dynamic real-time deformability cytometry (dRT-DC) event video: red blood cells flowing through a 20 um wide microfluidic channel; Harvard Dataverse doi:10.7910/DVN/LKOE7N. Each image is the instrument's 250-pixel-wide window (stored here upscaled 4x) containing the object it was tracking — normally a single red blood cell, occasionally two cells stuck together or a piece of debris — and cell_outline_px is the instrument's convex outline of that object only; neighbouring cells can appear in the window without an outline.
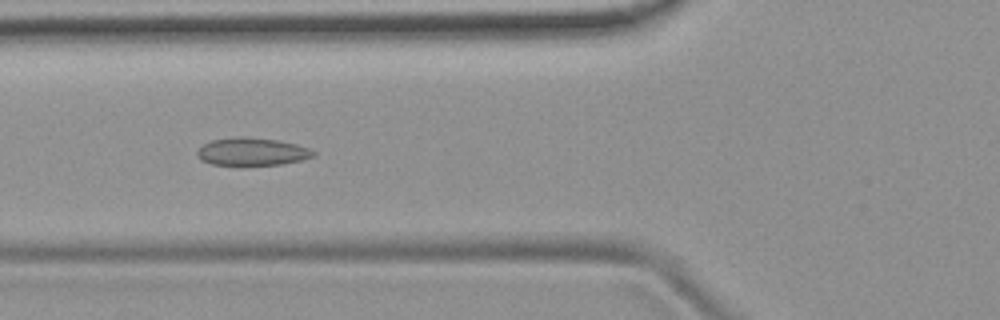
{"species": "common noctule bat (a hibernating species)", "species_latin": "Nyctalus noctula", "temperature_condition": "room temperature", "stored_images_in_passage": 37, "camera_frame_rate_fps": 3000, "um_per_image_px": 0.085, "animal": {"sex": "female", "body_mass_g": 19.9}, "frame": {"image": 1, "passage_image": 4, "time_ms": 1.0, "image_size_px": [1000, 320], "cell_outline_px": [[316, 156], [300, 160], [280, 164], [244, 168], [240, 168], [212, 164], [200, 160], [196, 156], [196, 152], [208, 140], [236, 136], [244, 136], [280, 140], [312, 148], [316, 152]], "centroid_in_image_um": [21.4, 12.92], "position_along_channel_um": 104.4, "area_um2": 19.94}}
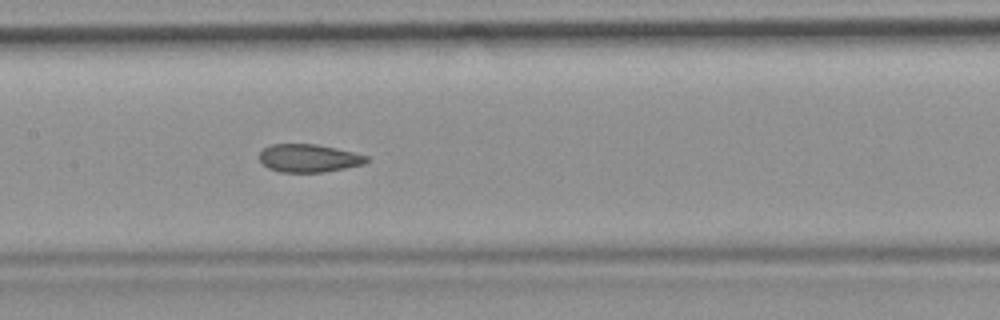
{"frame": {"image": 2, "passage_image": 10, "time_ms": 3.0, "image_size_px": [1000, 320], "cell_outline_px": [[372, 160], [364, 164], [324, 172], [280, 172], [268, 168], [260, 160], [260, 152], [264, 148], [272, 144], [316, 144], [336, 148], [368, 156]], "centroid_in_image_um": [26.27, 13.44], "position_along_channel_um": 181.1, "area_um2": 17.46}}
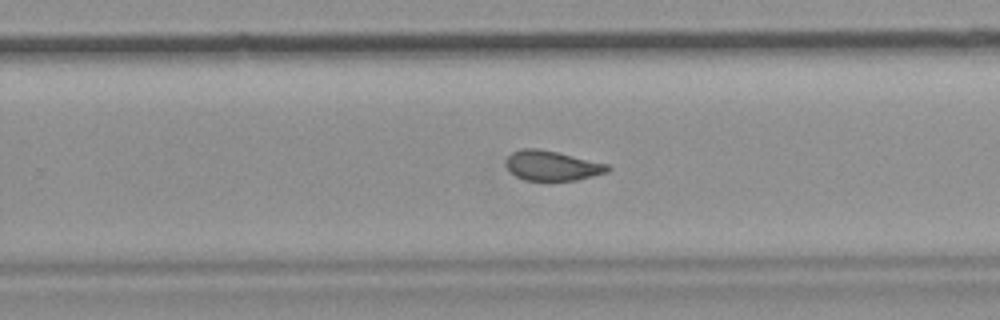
{"frame": {"image": 3, "passage_image": 18, "time_ms": 5.667, "image_size_px": [1000, 320], "cell_outline_px": [[612, 168], [608, 172], [576, 180], [524, 180], [516, 176], [504, 164], [508, 156], [512, 152], [524, 148], [536, 148], [556, 152], [608, 164]], "centroid_in_image_um": [46.92, 14.08], "position_along_channel_um": 282.9, "area_um2": 17.51}, "authors_computed_cell_mechanics": {"area_um2": 18.4382, "velocity_mm_per_s": 3.8439, "shape_relaxation_time_tau1_ms": null, "shape_relaxation_time_tau2_ms": 1.9465, "deformation_change_tau1": null, "deformation_change_tau2": 0.0662}}